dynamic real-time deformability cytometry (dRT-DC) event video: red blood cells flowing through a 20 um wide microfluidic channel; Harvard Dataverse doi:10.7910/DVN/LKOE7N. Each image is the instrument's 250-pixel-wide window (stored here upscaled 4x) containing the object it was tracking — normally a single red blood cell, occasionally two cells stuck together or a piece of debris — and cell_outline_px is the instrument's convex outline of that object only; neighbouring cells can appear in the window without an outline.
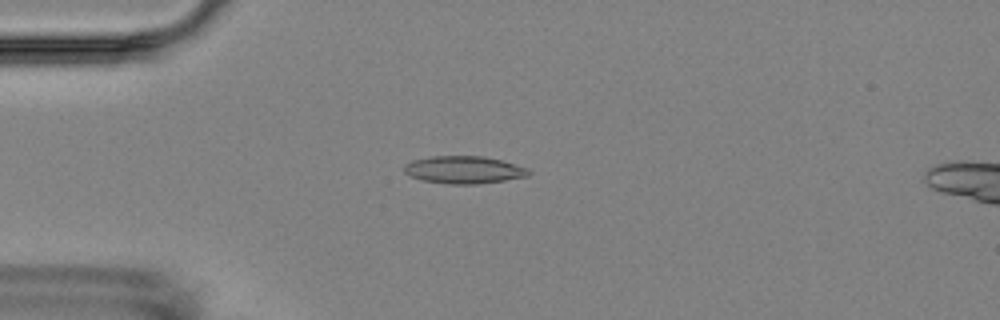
{"species": "Egyptian fruit bat (a non-hibernating species)", "species_latin": "Rousettus aegyptiacus", "temperature_condition": "room temperature", "stored_images_in_passage": 6, "camera_frame_rate_fps": 3000, "um_per_image_px": 0.085, "animal": {"sex": "female"}, "frame": {"image": 1, "passage_image": 2, "time_ms": 2.0, "image_size_px": [1000, 320], "cell_outline_px": [[532, 172], [528, 176], [504, 180], [476, 184], [448, 184], [420, 180], [404, 172], [404, 164], [412, 160], [432, 156], [484, 156], [500, 160], [528, 168]], "centroid_in_image_um": [39.41, 14.43], "position_along_channel_um": 45.6, "area_um2": 19.94}}
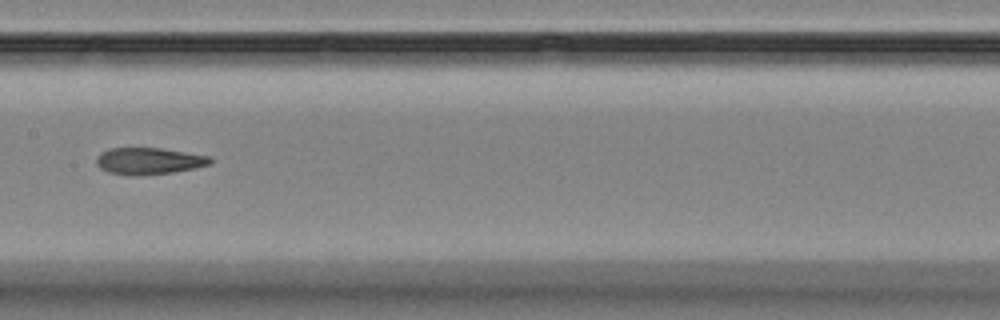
{"frame": {"image": 2, "passage_image": 6, "time_ms": 6.667, "image_size_px": [1000, 320], "cell_outline_px": [[212, 164], [172, 172], [136, 176], [132, 176], [108, 172], [100, 168], [96, 164], [96, 156], [100, 152], [108, 148], [160, 148], [212, 156]], "centroid_in_image_um": [12.63, 13.68], "position_along_channel_um": 194.8, "area_um2": 17.86}}